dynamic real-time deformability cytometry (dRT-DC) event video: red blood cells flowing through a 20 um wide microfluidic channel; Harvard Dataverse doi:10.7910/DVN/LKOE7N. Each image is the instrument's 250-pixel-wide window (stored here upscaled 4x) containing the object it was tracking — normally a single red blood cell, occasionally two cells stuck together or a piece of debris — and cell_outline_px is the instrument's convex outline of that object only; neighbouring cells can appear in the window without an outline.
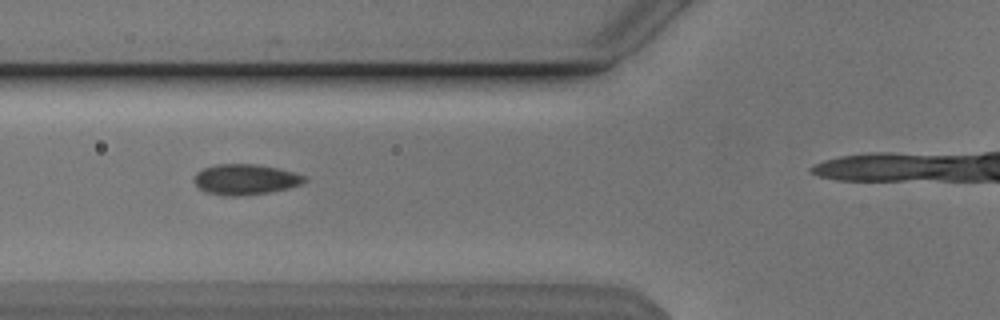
{"species": "Egyptian fruit bat (a non-hibernating species)", "species_latin": "Rousettus aegyptiacus", "temperature_condition": "cold", "stored_images_in_passage": 29, "camera_frame_rate_fps": 3000, "um_per_image_px": 0.085, "animal": {"sex": "male"}, "frame": {"image": 1, "passage_image": 4, "time_ms": 1.0, "image_size_px": [1000, 320], "cell_outline_px": [[308, 180], [300, 184], [288, 188], [268, 192], [236, 196], [232, 196], [208, 192], [200, 188], [196, 184], [196, 172], [204, 168], [216, 164], [256, 164], [276, 168], [308, 176]], "centroid_in_image_um": [20.9, 15.24], "position_along_channel_um": 104.9, "area_um2": 19.25}}
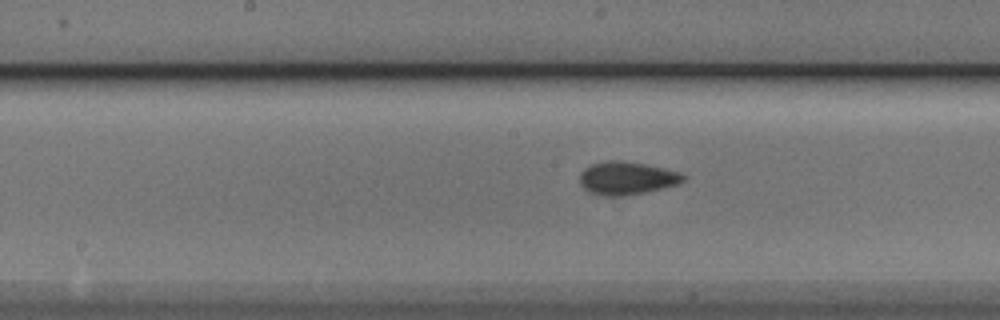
{"frame": {"image": 2, "passage_image": 11, "time_ms": 3.333, "image_size_px": [1000, 320], "cell_outline_px": [[684, 180], [676, 184], [644, 192], [616, 196], [604, 196], [592, 192], [584, 188], [580, 184], [580, 172], [584, 168], [592, 164], [608, 160], [624, 160], [664, 168], [680, 172], [684, 176]], "centroid_in_image_um": [53.24, 15.12], "position_along_channel_um": 195.0, "area_um2": 19.59}}
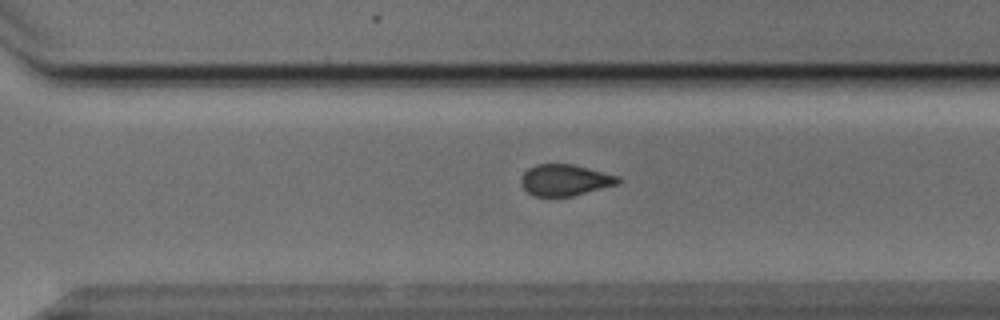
{"frame": {"image": 3, "passage_image": 21, "time_ms": 6.667, "image_size_px": [1000, 320], "cell_outline_px": [[624, 180], [616, 184], [572, 196], [536, 196], [528, 192], [524, 188], [520, 180], [524, 172], [528, 168], [536, 164], [572, 164], [620, 176]], "centroid_in_image_um": [48.03, 15.29], "position_along_channel_um": 322.6, "area_um2": 17.57}, "authors_computed_cell_mechanics": {"area_um2": 18.9584, "velocity_mm_per_s": 3.8412, "shape_relaxation_time_tau1_ms": 2.4922, "shape_relaxation_time_tau2_ms": null, "deformation_change_tau1": 0.0728, "deformation_change_tau2": null}}